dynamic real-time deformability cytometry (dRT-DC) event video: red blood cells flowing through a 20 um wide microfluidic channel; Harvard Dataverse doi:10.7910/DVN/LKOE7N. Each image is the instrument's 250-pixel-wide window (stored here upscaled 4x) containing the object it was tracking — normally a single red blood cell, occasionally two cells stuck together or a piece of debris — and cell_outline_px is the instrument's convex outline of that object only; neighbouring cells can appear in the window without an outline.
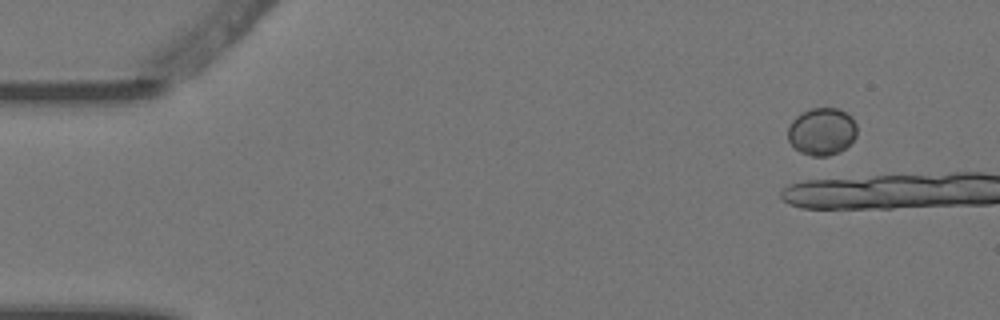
{"species": "Egyptian fruit bat (a non-hibernating species)", "species_latin": "Rousettus aegyptiacus", "temperature_condition": "warm", "stored_images_in_passage": 7, "camera_frame_rate_fps": 3000, "um_per_image_px": 0.085, "animal": {"sex": "female"}, "frame": {"image": 1, "passage_image": 1, "time_ms": 0.0, "image_size_px": [1000, 320], "cell_outline_px": [[856, 136], [840, 152], [828, 156], [812, 156], [800, 152], [788, 140], [788, 128], [792, 120], [796, 116], [812, 108], [836, 108], [852, 116], [856, 124]], "centroid_in_image_um": [69.86, 11.18], "position_along_channel_um": 15.1, "area_um2": 18.96}}
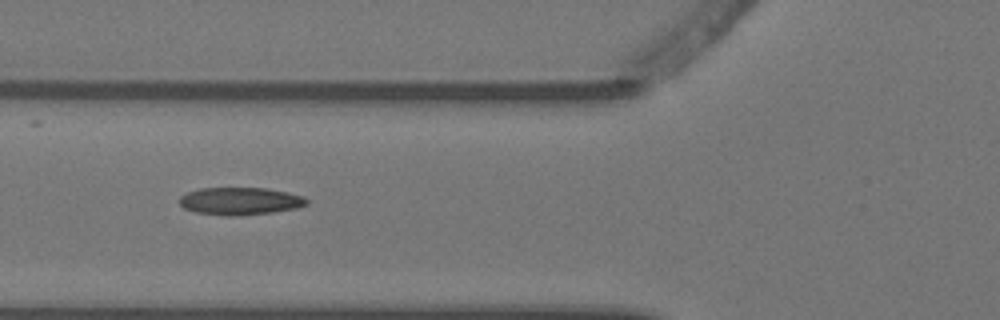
{"frame": {"image": 2, "passage_image": 7, "time_ms": 2.0, "image_size_px": [1000, 320], "cell_outline_px": [[308, 204], [296, 208], [272, 212], [240, 216], [224, 216], [196, 212], [184, 208], [180, 204], [180, 196], [188, 192], [200, 188], [268, 188], [288, 192], [304, 196], [308, 200]], "centroid_in_image_um": [20.43, 17.09], "position_along_channel_um": 105.4, "area_um2": 20.52}}